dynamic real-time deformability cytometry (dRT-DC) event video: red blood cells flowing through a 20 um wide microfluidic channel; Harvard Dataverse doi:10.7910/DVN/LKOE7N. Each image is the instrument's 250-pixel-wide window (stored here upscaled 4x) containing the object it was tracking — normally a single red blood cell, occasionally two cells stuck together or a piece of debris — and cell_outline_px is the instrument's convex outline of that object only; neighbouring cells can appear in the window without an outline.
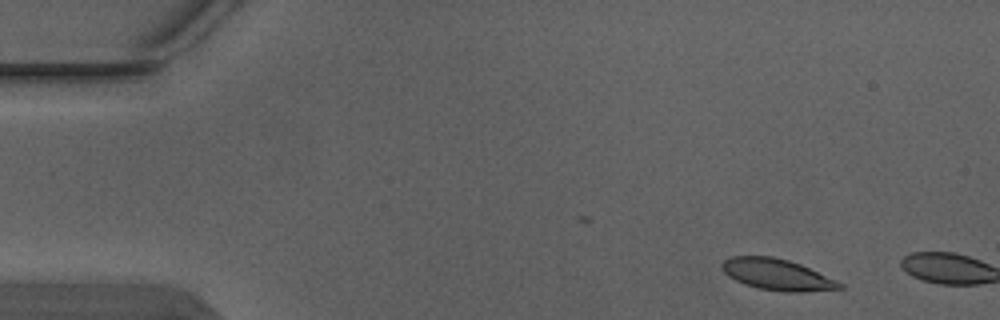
{"species": "Egyptian fruit bat (a non-hibernating species)", "species_latin": "Rousettus aegyptiacus", "temperature_condition": "warm", "stored_images_in_passage": 2, "camera_frame_rate_fps": 3000, "um_per_image_px": 0.085, "animal": {"sex": "male"}, "frame": {"image": 1, "passage_image": 1, "time_ms": 0.0, "image_size_px": [1000, 320], "cell_outline_px": [[844, 288], [804, 292], [788, 292], [756, 288], [744, 284], [728, 276], [720, 268], [720, 264], [724, 260], [732, 256], [772, 256], [788, 260], [800, 264], [836, 280], [844, 284]], "centroid_in_image_um": [66.03, 23.34], "position_along_channel_um": 19.0, "area_um2": 21.44}}